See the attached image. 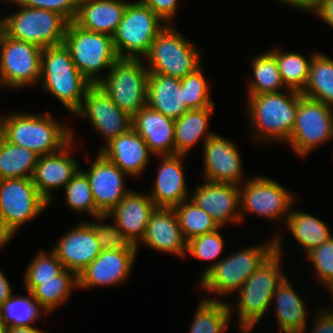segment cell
<instances>
[{
	"label": "cell",
	"mask_w": 333,
	"mask_h": 333,
	"mask_svg": "<svg viewBox=\"0 0 333 333\" xmlns=\"http://www.w3.org/2000/svg\"><path fill=\"white\" fill-rule=\"evenodd\" d=\"M275 250L261 263L256 271L236 292L240 333H251L258 322L269 313L272 297L286 277L282 269L283 245L281 234L272 236Z\"/></svg>",
	"instance_id": "obj_1"
},
{
	"label": "cell",
	"mask_w": 333,
	"mask_h": 333,
	"mask_svg": "<svg viewBox=\"0 0 333 333\" xmlns=\"http://www.w3.org/2000/svg\"><path fill=\"white\" fill-rule=\"evenodd\" d=\"M67 125L48 112L32 114L14 111L0 117V134L8 142L41 156L56 153L75 139Z\"/></svg>",
	"instance_id": "obj_2"
},
{
	"label": "cell",
	"mask_w": 333,
	"mask_h": 333,
	"mask_svg": "<svg viewBox=\"0 0 333 333\" xmlns=\"http://www.w3.org/2000/svg\"><path fill=\"white\" fill-rule=\"evenodd\" d=\"M284 92L246 97L244 105L251 124L250 131L257 143L288 142L296 121L299 92L291 89Z\"/></svg>",
	"instance_id": "obj_3"
},
{
	"label": "cell",
	"mask_w": 333,
	"mask_h": 333,
	"mask_svg": "<svg viewBox=\"0 0 333 333\" xmlns=\"http://www.w3.org/2000/svg\"><path fill=\"white\" fill-rule=\"evenodd\" d=\"M38 84L58 99L71 116L81 107L85 91L91 85L74 66L64 44L43 48Z\"/></svg>",
	"instance_id": "obj_4"
},
{
	"label": "cell",
	"mask_w": 333,
	"mask_h": 333,
	"mask_svg": "<svg viewBox=\"0 0 333 333\" xmlns=\"http://www.w3.org/2000/svg\"><path fill=\"white\" fill-rule=\"evenodd\" d=\"M266 242H260L259 245L248 246V248L244 247V249L227 255L216 263L199 281V288L201 287V290L208 292V294L211 293L215 298L211 296L203 298L221 301L222 296L236 293L261 263L275 250L273 237Z\"/></svg>",
	"instance_id": "obj_5"
},
{
	"label": "cell",
	"mask_w": 333,
	"mask_h": 333,
	"mask_svg": "<svg viewBox=\"0 0 333 333\" xmlns=\"http://www.w3.org/2000/svg\"><path fill=\"white\" fill-rule=\"evenodd\" d=\"M49 205L31 178L0 180V248L10 242L21 226L37 219Z\"/></svg>",
	"instance_id": "obj_6"
},
{
	"label": "cell",
	"mask_w": 333,
	"mask_h": 333,
	"mask_svg": "<svg viewBox=\"0 0 333 333\" xmlns=\"http://www.w3.org/2000/svg\"><path fill=\"white\" fill-rule=\"evenodd\" d=\"M185 37L173 24L166 25L143 57L149 73L181 79L203 65L202 52Z\"/></svg>",
	"instance_id": "obj_7"
},
{
	"label": "cell",
	"mask_w": 333,
	"mask_h": 333,
	"mask_svg": "<svg viewBox=\"0 0 333 333\" xmlns=\"http://www.w3.org/2000/svg\"><path fill=\"white\" fill-rule=\"evenodd\" d=\"M18 10L0 18V29L9 37L47 48L63 44L69 21L61 14L45 9H36L7 0Z\"/></svg>",
	"instance_id": "obj_8"
},
{
	"label": "cell",
	"mask_w": 333,
	"mask_h": 333,
	"mask_svg": "<svg viewBox=\"0 0 333 333\" xmlns=\"http://www.w3.org/2000/svg\"><path fill=\"white\" fill-rule=\"evenodd\" d=\"M63 44L69 49L74 66L91 83L97 84L119 58L112 36L89 31L69 22Z\"/></svg>",
	"instance_id": "obj_9"
},
{
	"label": "cell",
	"mask_w": 333,
	"mask_h": 333,
	"mask_svg": "<svg viewBox=\"0 0 333 333\" xmlns=\"http://www.w3.org/2000/svg\"><path fill=\"white\" fill-rule=\"evenodd\" d=\"M104 75L97 85L131 117L147 105L149 71L142 58H118Z\"/></svg>",
	"instance_id": "obj_10"
},
{
	"label": "cell",
	"mask_w": 333,
	"mask_h": 333,
	"mask_svg": "<svg viewBox=\"0 0 333 333\" xmlns=\"http://www.w3.org/2000/svg\"><path fill=\"white\" fill-rule=\"evenodd\" d=\"M167 24L141 0L128 2L122 20L112 35L119 58H143Z\"/></svg>",
	"instance_id": "obj_11"
},
{
	"label": "cell",
	"mask_w": 333,
	"mask_h": 333,
	"mask_svg": "<svg viewBox=\"0 0 333 333\" xmlns=\"http://www.w3.org/2000/svg\"><path fill=\"white\" fill-rule=\"evenodd\" d=\"M239 187L241 223L245 220V213L262 216L273 223L280 222L287 219L296 202L292 191L267 176L256 175L245 180Z\"/></svg>",
	"instance_id": "obj_12"
},
{
	"label": "cell",
	"mask_w": 333,
	"mask_h": 333,
	"mask_svg": "<svg viewBox=\"0 0 333 333\" xmlns=\"http://www.w3.org/2000/svg\"><path fill=\"white\" fill-rule=\"evenodd\" d=\"M43 49L7 36L0 29V86L17 89L38 85Z\"/></svg>",
	"instance_id": "obj_13"
},
{
	"label": "cell",
	"mask_w": 333,
	"mask_h": 333,
	"mask_svg": "<svg viewBox=\"0 0 333 333\" xmlns=\"http://www.w3.org/2000/svg\"><path fill=\"white\" fill-rule=\"evenodd\" d=\"M332 108L323 102L306 98L299 92L296 121L287 143L301 159L332 139Z\"/></svg>",
	"instance_id": "obj_14"
},
{
	"label": "cell",
	"mask_w": 333,
	"mask_h": 333,
	"mask_svg": "<svg viewBox=\"0 0 333 333\" xmlns=\"http://www.w3.org/2000/svg\"><path fill=\"white\" fill-rule=\"evenodd\" d=\"M90 122L106 143L132 128V117L121 110L97 84L85 91L81 107L73 114Z\"/></svg>",
	"instance_id": "obj_15"
},
{
	"label": "cell",
	"mask_w": 333,
	"mask_h": 333,
	"mask_svg": "<svg viewBox=\"0 0 333 333\" xmlns=\"http://www.w3.org/2000/svg\"><path fill=\"white\" fill-rule=\"evenodd\" d=\"M203 149V180L241 185L248 179L243 176L240 151L234 141L215 133L205 141Z\"/></svg>",
	"instance_id": "obj_16"
},
{
	"label": "cell",
	"mask_w": 333,
	"mask_h": 333,
	"mask_svg": "<svg viewBox=\"0 0 333 333\" xmlns=\"http://www.w3.org/2000/svg\"><path fill=\"white\" fill-rule=\"evenodd\" d=\"M137 249L102 250L79 274L78 289L110 287L125 283L131 276Z\"/></svg>",
	"instance_id": "obj_17"
},
{
	"label": "cell",
	"mask_w": 333,
	"mask_h": 333,
	"mask_svg": "<svg viewBox=\"0 0 333 333\" xmlns=\"http://www.w3.org/2000/svg\"><path fill=\"white\" fill-rule=\"evenodd\" d=\"M90 183L96 208L109 213L130 191L125 184L126 176L120 168L98 152L88 170H82Z\"/></svg>",
	"instance_id": "obj_18"
},
{
	"label": "cell",
	"mask_w": 333,
	"mask_h": 333,
	"mask_svg": "<svg viewBox=\"0 0 333 333\" xmlns=\"http://www.w3.org/2000/svg\"><path fill=\"white\" fill-rule=\"evenodd\" d=\"M59 237L51 248L65 269L77 276L101 253L93 226L86 220Z\"/></svg>",
	"instance_id": "obj_19"
},
{
	"label": "cell",
	"mask_w": 333,
	"mask_h": 333,
	"mask_svg": "<svg viewBox=\"0 0 333 333\" xmlns=\"http://www.w3.org/2000/svg\"><path fill=\"white\" fill-rule=\"evenodd\" d=\"M189 199L205 210L220 227L241 223L239 185L204 180L196 186Z\"/></svg>",
	"instance_id": "obj_20"
},
{
	"label": "cell",
	"mask_w": 333,
	"mask_h": 333,
	"mask_svg": "<svg viewBox=\"0 0 333 333\" xmlns=\"http://www.w3.org/2000/svg\"><path fill=\"white\" fill-rule=\"evenodd\" d=\"M74 142L75 140L72 139L60 151L38 157L31 179L49 204L54 200L51 192L65 187L80 169L77 159L72 158Z\"/></svg>",
	"instance_id": "obj_21"
},
{
	"label": "cell",
	"mask_w": 333,
	"mask_h": 333,
	"mask_svg": "<svg viewBox=\"0 0 333 333\" xmlns=\"http://www.w3.org/2000/svg\"><path fill=\"white\" fill-rule=\"evenodd\" d=\"M185 239L173 208L156 207L147 224L141 243L146 247L186 258Z\"/></svg>",
	"instance_id": "obj_22"
},
{
	"label": "cell",
	"mask_w": 333,
	"mask_h": 333,
	"mask_svg": "<svg viewBox=\"0 0 333 333\" xmlns=\"http://www.w3.org/2000/svg\"><path fill=\"white\" fill-rule=\"evenodd\" d=\"M187 155L159 156L161 160L153 190L147 192L156 207L173 208L190 198L183 160ZM183 163V164H182Z\"/></svg>",
	"instance_id": "obj_23"
},
{
	"label": "cell",
	"mask_w": 333,
	"mask_h": 333,
	"mask_svg": "<svg viewBox=\"0 0 333 333\" xmlns=\"http://www.w3.org/2000/svg\"><path fill=\"white\" fill-rule=\"evenodd\" d=\"M155 209L156 206L147 193L141 194L131 190L106 215L109 219H113L130 244L139 250V243L145 234L150 215Z\"/></svg>",
	"instance_id": "obj_24"
},
{
	"label": "cell",
	"mask_w": 333,
	"mask_h": 333,
	"mask_svg": "<svg viewBox=\"0 0 333 333\" xmlns=\"http://www.w3.org/2000/svg\"><path fill=\"white\" fill-rule=\"evenodd\" d=\"M99 152L132 178L140 176L148 166L150 157L154 156L133 128L101 146Z\"/></svg>",
	"instance_id": "obj_25"
},
{
	"label": "cell",
	"mask_w": 333,
	"mask_h": 333,
	"mask_svg": "<svg viewBox=\"0 0 333 333\" xmlns=\"http://www.w3.org/2000/svg\"><path fill=\"white\" fill-rule=\"evenodd\" d=\"M174 119L145 106L132 117V128L144 139L154 155H175Z\"/></svg>",
	"instance_id": "obj_26"
},
{
	"label": "cell",
	"mask_w": 333,
	"mask_h": 333,
	"mask_svg": "<svg viewBox=\"0 0 333 333\" xmlns=\"http://www.w3.org/2000/svg\"><path fill=\"white\" fill-rule=\"evenodd\" d=\"M127 4L124 0H79L74 22L83 29L112 36Z\"/></svg>",
	"instance_id": "obj_27"
},
{
	"label": "cell",
	"mask_w": 333,
	"mask_h": 333,
	"mask_svg": "<svg viewBox=\"0 0 333 333\" xmlns=\"http://www.w3.org/2000/svg\"><path fill=\"white\" fill-rule=\"evenodd\" d=\"M147 106L174 120L190 110L184 102V90L179 78L149 73Z\"/></svg>",
	"instance_id": "obj_28"
},
{
	"label": "cell",
	"mask_w": 333,
	"mask_h": 333,
	"mask_svg": "<svg viewBox=\"0 0 333 333\" xmlns=\"http://www.w3.org/2000/svg\"><path fill=\"white\" fill-rule=\"evenodd\" d=\"M280 283L272 297L277 324L282 333H304L307 325V308L302 298L287 279ZM276 301V302H275ZM275 302V303H274ZM307 312V313H306Z\"/></svg>",
	"instance_id": "obj_29"
},
{
	"label": "cell",
	"mask_w": 333,
	"mask_h": 333,
	"mask_svg": "<svg viewBox=\"0 0 333 333\" xmlns=\"http://www.w3.org/2000/svg\"><path fill=\"white\" fill-rule=\"evenodd\" d=\"M24 283L25 291L31 292L39 306L49 315L70 299L73 290L78 289V276L64 269L53 280Z\"/></svg>",
	"instance_id": "obj_30"
},
{
	"label": "cell",
	"mask_w": 333,
	"mask_h": 333,
	"mask_svg": "<svg viewBox=\"0 0 333 333\" xmlns=\"http://www.w3.org/2000/svg\"><path fill=\"white\" fill-rule=\"evenodd\" d=\"M215 106L205 109L188 110L174 121L175 155H189V151L200 142L213 136L215 132L208 131L209 119Z\"/></svg>",
	"instance_id": "obj_31"
},
{
	"label": "cell",
	"mask_w": 333,
	"mask_h": 333,
	"mask_svg": "<svg viewBox=\"0 0 333 333\" xmlns=\"http://www.w3.org/2000/svg\"><path fill=\"white\" fill-rule=\"evenodd\" d=\"M285 221L290 234L306 253L327 242L333 236L326 222L298 209H291Z\"/></svg>",
	"instance_id": "obj_32"
},
{
	"label": "cell",
	"mask_w": 333,
	"mask_h": 333,
	"mask_svg": "<svg viewBox=\"0 0 333 333\" xmlns=\"http://www.w3.org/2000/svg\"><path fill=\"white\" fill-rule=\"evenodd\" d=\"M301 94L333 107V59L317 52L310 63L309 77Z\"/></svg>",
	"instance_id": "obj_33"
},
{
	"label": "cell",
	"mask_w": 333,
	"mask_h": 333,
	"mask_svg": "<svg viewBox=\"0 0 333 333\" xmlns=\"http://www.w3.org/2000/svg\"><path fill=\"white\" fill-rule=\"evenodd\" d=\"M38 157L33 150L8 142L0 134V180L31 178Z\"/></svg>",
	"instance_id": "obj_34"
},
{
	"label": "cell",
	"mask_w": 333,
	"mask_h": 333,
	"mask_svg": "<svg viewBox=\"0 0 333 333\" xmlns=\"http://www.w3.org/2000/svg\"><path fill=\"white\" fill-rule=\"evenodd\" d=\"M253 77L248 82L247 96L276 93L287 89L279 73L275 55L265 51L251 59Z\"/></svg>",
	"instance_id": "obj_35"
},
{
	"label": "cell",
	"mask_w": 333,
	"mask_h": 333,
	"mask_svg": "<svg viewBox=\"0 0 333 333\" xmlns=\"http://www.w3.org/2000/svg\"><path fill=\"white\" fill-rule=\"evenodd\" d=\"M197 306L188 333H224L233 314V305L203 298Z\"/></svg>",
	"instance_id": "obj_36"
},
{
	"label": "cell",
	"mask_w": 333,
	"mask_h": 333,
	"mask_svg": "<svg viewBox=\"0 0 333 333\" xmlns=\"http://www.w3.org/2000/svg\"><path fill=\"white\" fill-rule=\"evenodd\" d=\"M270 50L275 55L285 87L301 93L308 81L311 60L317 52H313L307 58L298 52H285L279 47Z\"/></svg>",
	"instance_id": "obj_37"
},
{
	"label": "cell",
	"mask_w": 333,
	"mask_h": 333,
	"mask_svg": "<svg viewBox=\"0 0 333 333\" xmlns=\"http://www.w3.org/2000/svg\"><path fill=\"white\" fill-rule=\"evenodd\" d=\"M27 296L13 294L0 307L3 323L6 327L33 326L41 315L47 313L39 306L31 292ZM43 311V313H42Z\"/></svg>",
	"instance_id": "obj_38"
},
{
	"label": "cell",
	"mask_w": 333,
	"mask_h": 333,
	"mask_svg": "<svg viewBox=\"0 0 333 333\" xmlns=\"http://www.w3.org/2000/svg\"><path fill=\"white\" fill-rule=\"evenodd\" d=\"M185 239L213 232L220 228L216 221L190 199L173 207Z\"/></svg>",
	"instance_id": "obj_39"
},
{
	"label": "cell",
	"mask_w": 333,
	"mask_h": 333,
	"mask_svg": "<svg viewBox=\"0 0 333 333\" xmlns=\"http://www.w3.org/2000/svg\"><path fill=\"white\" fill-rule=\"evenodd\" d=\"M64 189V199L72 212H84L93 218L103 215L96 208L89 180L82 169L78 170Z\"/></svg>",
	"instance_id": "obj_40"
},
{
	"label": "cell",
	"mask_w": 333,
	"mask_h": 333,
	"mask_svg": "<svg viewBox=\"0 0 333 333\" xmlns=\"http://www.w3.org/2000/svg\"><path fill=\"white\" fill-rule=\"evenodd\" d=\"M222 228L220 227L213 232L193 237L187 242L186 255L189 254L190 257L192 256L197 260L213 261V264H209L203 271L201 279L222 259L219 257L223 254L225 246L224 238L220 234V229L222 230Z\"/></svg>",
	"instance_id": "obj_41"
},
{
	"label": "cell",
	"mask_w": 333,
	"mask_h": 333,
	"mask_svg": "<svg viewBox=\"0 0 333 333\" xmlns=\"http://www.w3.org/2000/svg\"><path fill=\"white\" fill-rule=\"evenodd\" d=\"M202 68L201 65L194 72L180 79L181 88L184 90V102L190 110L215 106V103L210 99L211 89Z\"/></svg>",
	"instance_id": "obj_42"
},
{
	"label": "cell",
	"mask_w": 333,
	"mask_h": 333,
	"mask_svg": "<svg viewBox=\"0 0 333 333\" xmlns=\"http://www.w3.org/2000/svg\"><path fill=\"white\" fill-rule=\"evenodd\" d=\"M65 268L55 252L38 251L28 264L24 274V281H48L53 280Z\"/></svg>",
	"instance_id": "obj_43"
},
{
	"label": "cell",
	"mask_w": 333,
	"mask_h": 333,
	"mask_svg": "<svg viewBox=\"0 0 333 333\" xmlns=\"http://www.w3.org/2000/svg\"><path fill=\"white\" fill-rule=\"evenodd\" d=\"M92 219V222L90 220L88 222L94 228L101 250L137 249L136 246L130 244L114 222L113 224L107 223V220H109L107 215H101Z\"/></svg>",
	"instance_id": "obj_44"
},
{
	"label": "cell",
	"mask_w": 333,
	"mask_h": 333,
	"mask_svg": "<svg viewBox=\"0 0 333 333\" xmlns=\"http://www.w3.org/2000/svg\"><path fill=\"white\" fill-rule=\"evenodd\" d=\"M305 254L312 264L315 276H318L319 283L326 286L333 279V236Z\"/></svg>",
	"instance_id": "obj_45"
},
{
	"label": "cell",
	"mask_w": 333,
	"mask_h": 333,
	"mask_svg": "<svg viewBox=\"0 0 333 333\" xmlns=\"http://www.w3.org/2000/svg\"><path fill=\"white\" fill-rule=\"evenodd\" d=\"M18 4L30 8L55 11L69 22L75 20L79 0H15Z\"/></svg>",
	"instance_id": "obj_46"
},
{
	"label": "cell",
	"mask_w": 333,
	"mask_h": 333,
	"mask_svg": "<svg viewBox=\"0 0 333 333\" xmlns=\"http://www.w3.org/2000/svg\"><path fill=\"white\" fill-rule=\"evenodd\" d=\"M147 5L163 22L172 24L177 13L179 0H141Z\"/></svg>",
	"instance_id": "obj_47"
},
{
	"label": "cell",
	"mask_w": 333,
	"mask_h": 333,
	"mask_svg": "<svg viewBox=\"0 0 333 333\" xmlns=\"http://www.w3.org/2000/svg\"><path fill=\"white\" fill-rule=\"evenodd\" d=\"M319 314L313 315L314 322L311 333H333V306L321 308Z\"/></svg>",
	"instance_id": "obj_48"
},
{
	"label": "cell",
	"mask_w": 333,
	"mask_h": 333,
	"mask_svg": "<svg viewBox=\"0 0 333 333\" xmlns=\"http://www.w3.org/2000/svg\"><path fill=\"white\" fill-rule=\"evenodd\" d=\"M276 2H279V4L281 3V5L290 6L294 9L300 10V12L304 11L307 13H314L320 0H276Z\"/></svg>",
	"instance_id": "obj_49"
},
{
	"label": "cell",
	"mask_w": 333,
	"mask_h": 333,
	"mask_svg": "<svg viewBox=\"0 0 333 333\" xmlns=\"http://www.w3.org/2000/svg\"><path fill=\"white\" fill-rule=\"evenodd\" d=\"M313 14L333 29V0H320Z\"/></svg>",
	"instance_id": "obj_50"
},
{
	"label": "cell",
	"mask_w": 333,
	"mask_h": 333,
	"mask_svg": "<svg viewBox=\"0 0 333 333\" xmlns=\"http://www.w3.org/2000/svg\"><path fill=\"white\" fill-rule=\"evenodd\" d=\"M13 295L12 286L7 280L5 273L0 270V307Z\"/></svg>",
	"instance_id": "obj_51"
},
{
	"label": "cell",
	"mask_w": 333,
	"mask_h": 333,
	"mask_svg": "<svg viewBox=\"0 0 333 333\" xmlns=\"http://www.w3.org/2000/svg\"><path fill=\"white\" fill-rule=\"evenodd\" d=\"M5 333H46L34 326L6 327Z\"/></svg>",
	"instance_id": "obj_52"
},
{
	"label": "cell",
	"mask_w": 333,
	"mask_h": 333,
	"mask_svg": "<svg viewBox=\"0 0 333 333\" xmlns=\"http://www.w3.org/2000/svg\"><path fill=\"white\" fill-rule=\"evenodd\" d=\"M325 288L328 289L330 296L333 297V279L325 286Z\"/></svg>",
	"instance_id": "obj_53"
},
{
	"label": "cell",
	"mask_w": 333,
	"mask_h": 333,
	"mask_svg": "<svg viewBox=\"0 0 333 333\" xmlns=\"http://www.w3.org/2000/svg\"><path fill=\"white\" fill-rule=\"evenodd\" d=\"M6 326L3 323L1 312H0V333H5Z\"/></svg>",
	"instance_id": "obj_54"
}]
</instances>
